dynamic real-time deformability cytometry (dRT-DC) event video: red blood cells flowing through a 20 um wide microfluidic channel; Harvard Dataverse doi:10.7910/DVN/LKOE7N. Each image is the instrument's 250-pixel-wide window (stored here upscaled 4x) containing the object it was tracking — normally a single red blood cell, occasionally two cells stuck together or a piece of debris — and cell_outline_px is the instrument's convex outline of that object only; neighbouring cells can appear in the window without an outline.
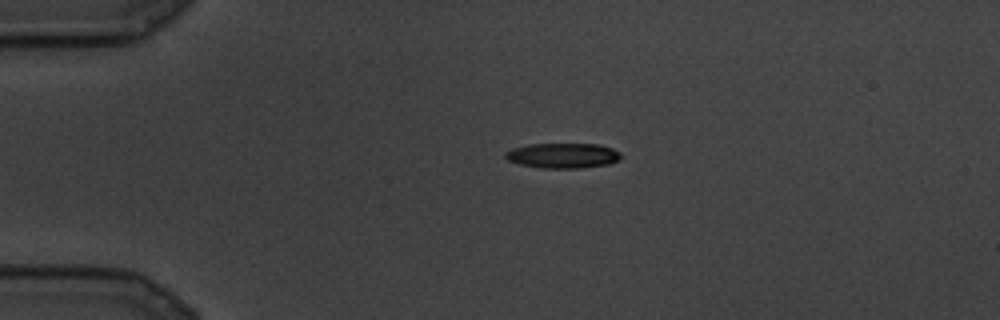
{"species": "common noctule bat (a hibernating species)", "species_latin": "Nyctalus noctula", "temperature_condition": "cold", "stored_images_in_passage": 4, "camera_frame_rate_fps": 3000, "um_per_image_px": 0.085, "animal": {"sex": "male", "body_mass_g": 19.5, "forearm_length_mm": 54.6}, "frame": {"image": 1, "passage_image": 1, "time_ms": 0.0, "image_size_px": [1000, 320], "cell_outline_px": [[620, 160], [608, 164], [580, 168], [544, 168], [520, 164], [508, 160], [504, 156], [504, 152], [512, 148], [528, 144], [600, 144], [612, 148], [620, 152]], "centroid_in_image_um": [47.84, 13.22], "position_along_channel_um": 37.2, "area_um2": 16.94}}
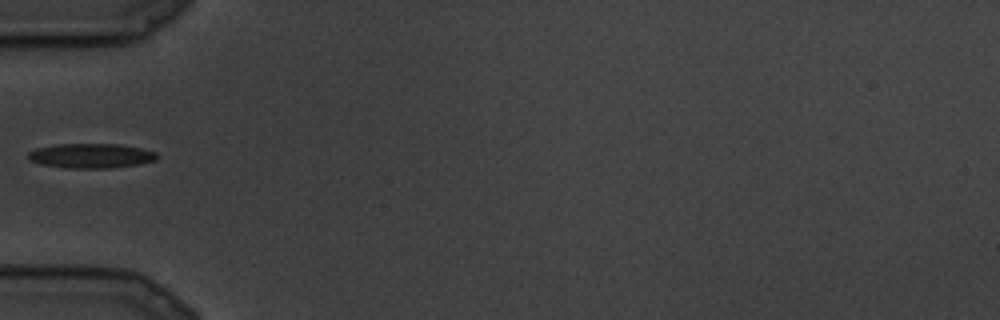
{"frame": {"image": 2, "passage_image": 4, "time_ms": 1.0, "image_size_px": [1000, 320], "cell_outline_px": [[160, 156], [156, 160], [140, 164], [108, 168], [64, 168], [40, 164], [28, 160], [28, 152], [36, 148], [56, 144], [120, 144], [144, 148], [156, 152]], "centroid_in_image_um": [7.76, 13.24], "position_along_channel_um": 77.2, "area_um2": 18.79}}